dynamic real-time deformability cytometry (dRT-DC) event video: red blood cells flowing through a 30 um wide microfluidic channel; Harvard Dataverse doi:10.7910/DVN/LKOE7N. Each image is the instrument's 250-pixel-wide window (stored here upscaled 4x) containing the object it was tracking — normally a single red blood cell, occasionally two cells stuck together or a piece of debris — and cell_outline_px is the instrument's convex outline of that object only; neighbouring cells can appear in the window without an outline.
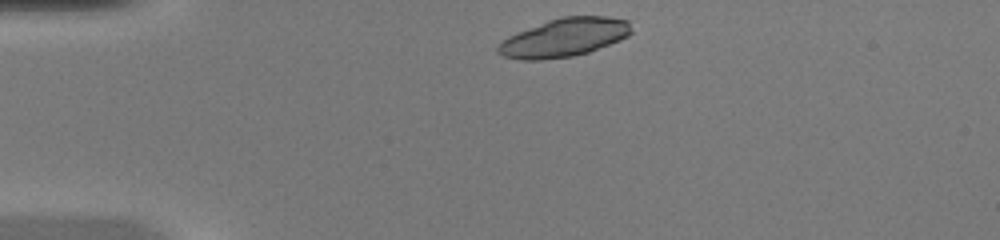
{"species": "common noctule bat (a hibernating species)", "species_latin": "Nyctalus noctula", "temperature_condition": "warm", "stored_images_in_passage": 38, "camera_frame_rate_fps": 3000, "um_per_image_px": 0.085, "animal": {"sex": "female", "body_mass_g": 20.0, "forearm_length_mm": 54.0}, "frame": {"image": 1, "passage_image": 1, "time_ms": 0.0, "image_size_px": [1000, 240], "cell_outline_px": [[632, 32], [628, 36], [620, 40], [588, 52], [572, 56], [540, 60], [520, 60], [504, 56], [496, 52], [496, 48], [508, 36], [516, 32], [548, 20], [560, 16], [608, 16], [628, 20]], "centroid_in_image_um": [47.95, 3.18], "position_along_channel_um": 37.0, "area_um2": 29.88}}